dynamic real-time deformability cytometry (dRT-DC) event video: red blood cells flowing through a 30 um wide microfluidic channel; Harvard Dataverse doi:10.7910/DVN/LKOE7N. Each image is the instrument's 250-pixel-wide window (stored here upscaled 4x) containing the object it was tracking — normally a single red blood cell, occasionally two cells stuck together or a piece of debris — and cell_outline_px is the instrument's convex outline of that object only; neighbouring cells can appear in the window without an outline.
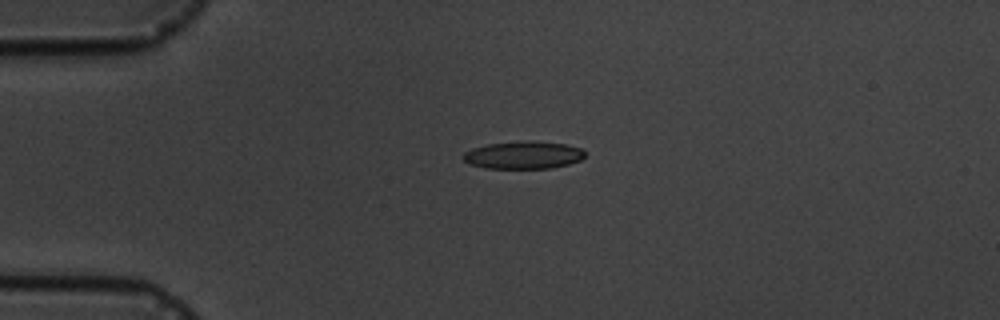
{"species": "common noctule bat (a hibernating species)", "species_latin": "Nyctalus noctula", "temperature_condition": "cold", "stored_images_in_passage": 2, "camera_frame_rate_fps": 3000, "um_per_image_px": 0.085, "animal": {"sex": "male", "body_mass_g": 19.5, "forearm_length_mm": 54.6}, "frame": {"image": 1, "passage_image": 1, "time_ms": 0.0, "image_size_px": [1000, 320], "cell_outline_px": [[584, 156], [580, 160], [568, 164], [552, 168], [484, 168], [472, 164], [464, 160], [460, 156], [464, 152], [472, 148], [488, 144], [520, 140], [532, 140], [564, 144], [580, 148], [584, 152]], "centroid_in_image_um": [44.45, 13.17], "position_along_channel_um": 40.5, "area_um2": 19.65}}